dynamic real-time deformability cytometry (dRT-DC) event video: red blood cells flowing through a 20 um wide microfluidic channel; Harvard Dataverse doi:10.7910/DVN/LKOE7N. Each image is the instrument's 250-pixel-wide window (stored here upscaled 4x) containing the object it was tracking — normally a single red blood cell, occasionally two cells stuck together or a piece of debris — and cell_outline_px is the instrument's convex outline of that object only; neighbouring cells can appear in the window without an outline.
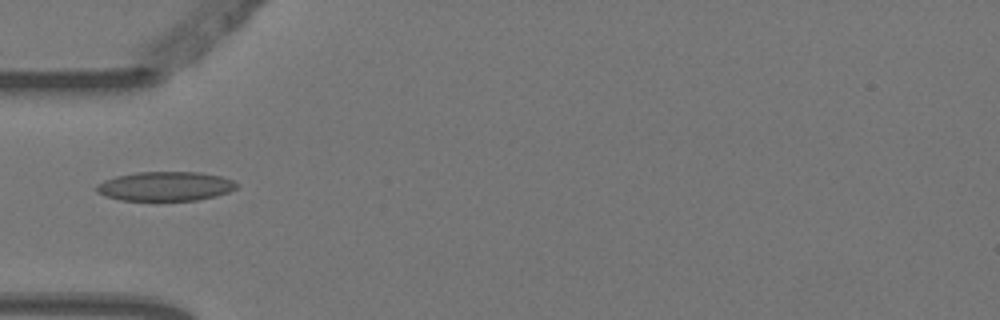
{"species": "Egyptian fruit bat (a non-hibernating species)", "species_latin": "Rousettus aegyptiacus", "temperature_condition": "warm", "stored_images_in_passage": 7, "camera_frame_rate_fps": 3000, "um_per_image_px": 0.085, "animal": {"sex": "female"}, "frame": {"image": 1, "passage_image": 5, "time_ms": 1.333, "image_size_px": [1000, 320], "cell_outline_px": [[236, 188], [228, 192], [216, 196], [196, 200], [120, 200], [96, 192], [96, 184], [104, 180], [116, 176], [136, 172], [200, 172], [220, 176], [232, 180], [236, 184]], "centroid_in_image_um": [14.03, 15.82], "position_along_channel_um": 71.0, "area_um2": 23.76}}
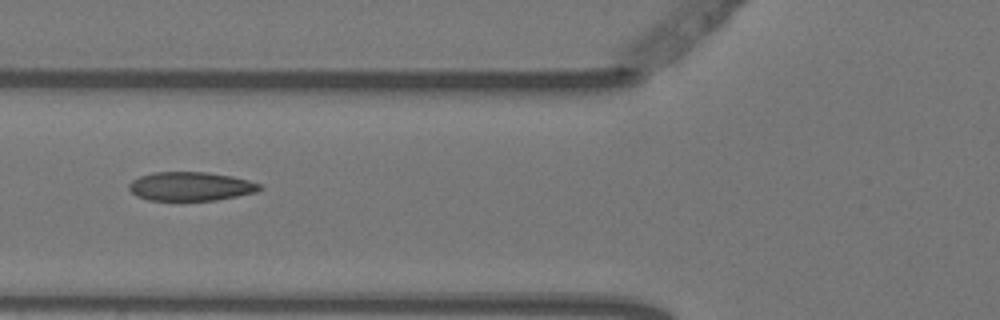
{"frame": {"image": 2, "passage_image": 6, "time_ms": 1.667, "image_size_px": [1000, 320], "cell_outline_px": [[264, 188], [256, 192], [216, 200], [148, 200], [136, 196], [128, 188], [128, 184], [132, 180], [140, 176], [152, 172], [208, 172], [232, 176], [248, 180], [260, 184]], "centroid_in_image_um": [16.19, 15.83], "position_along_channel_um": 109.6, "area_um2": 22.02}}
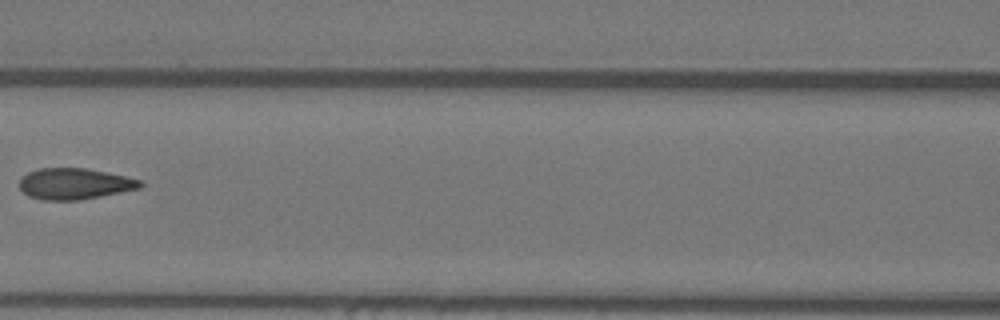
{"frame": {"image": 3, "passage_image": 7, "time_ms": 2.0, "image_size_px": [1000, 320], "cell_outline_px": [[144, 184], [140, 188], [80, 200], [40, 200], [28, 196], [20, 188], [20, 176], [28, 172], [40, 168], [88, 168], [124, 176], [140, 180]], "centroid_in_image_um": [6.3, 15.62], "position_along_channel_um": 160.3, "area_um2": 21.91}}